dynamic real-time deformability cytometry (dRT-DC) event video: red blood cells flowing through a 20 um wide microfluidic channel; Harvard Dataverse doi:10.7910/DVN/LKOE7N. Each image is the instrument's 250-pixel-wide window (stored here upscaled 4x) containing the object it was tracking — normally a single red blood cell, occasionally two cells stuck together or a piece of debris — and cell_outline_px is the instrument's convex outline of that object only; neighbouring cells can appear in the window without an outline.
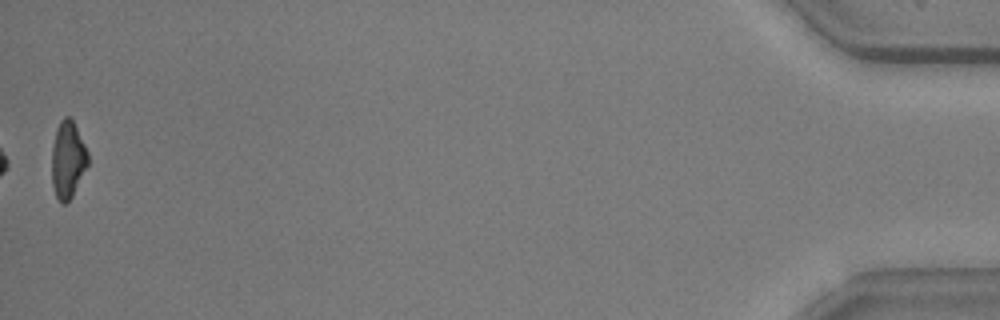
{"species": "common noctule bat (a hibernating species)", "species_latin": "Nyctalus noctula", "temperature_condition": "warm", "stored_images_in_passage": 41, "camera_frame_rate_fps": 3000, "um_per_image_px": 0.085, "animal": {"sex": "male", "body_mass_g": 20.5, "forearm_length_mm": 52.5}, "frame": {"image": 1, "passage_image": 41, "time_ms": 13.333, "image_size_px": [1000, 320], "cell_outline_px": [[88, 164], [72, 196], [64, 204], [60, 204], [56, 196], [52, 184], [52, 148], [56, 128], [60, 120], [64, 116], [68, 116], [72, 120], [88, 152]], "centroid_in_image_um": [5.74, 13.58], "position_along_channel_um": 429.5, "area_um2": 16.07}, "authors_computed_cell_mechanics": {"area_um2": 17.629, "velocity_mm_per_s": 3.6291, "shape_relaxation_time_tau1_ms": 4.2386, "shape_relaxation_time_tau2_ms": 3.7435, "deformation_change_tau1": 0.1617, "deformation_change_tau2": 0.1235}}